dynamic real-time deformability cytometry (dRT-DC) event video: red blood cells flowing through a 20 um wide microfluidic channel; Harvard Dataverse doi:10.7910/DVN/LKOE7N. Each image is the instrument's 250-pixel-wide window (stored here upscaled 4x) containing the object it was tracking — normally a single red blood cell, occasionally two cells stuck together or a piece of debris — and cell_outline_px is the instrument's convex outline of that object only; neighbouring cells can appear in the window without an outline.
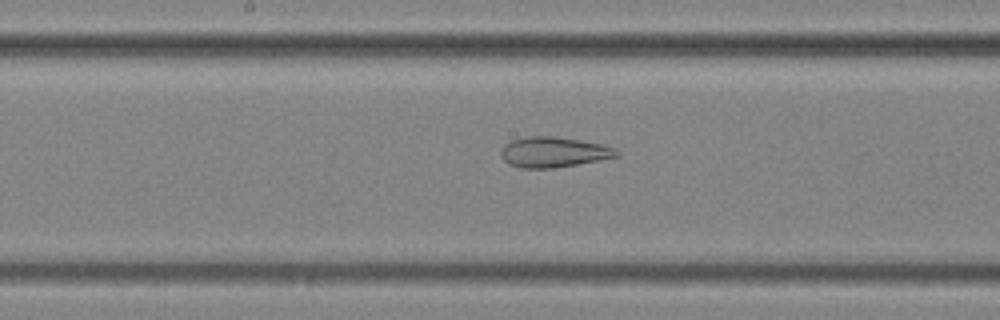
{"species": "common noctule bat (a hibernating species)", "species_latin": "Nyctalus noctula", "temperature_condition": "cold", "stored_images_in_passage": 50, "camera_frame_rate_fps": 3000, "um_per_image_px": 0.085, "animal": {"sex": "female", "body_mass_g": 25.1}, "frame": {"image": 1, "passage_image": 23, "time_ms": 7.333, "image_size_px": [1000, 320], "cell_outline_px": [[620, 156], [600, 160], [552, 168], [520, 168], [508, 164], [500, 156], [500, 152], [504, 144], [512, 140], [528, 136], [556, 136], [604, 144], [616, 148], [620, 152]], "centroid_in_image_um": [47.07, 12.92], "position_along_channel_um": 201.1, "area_um2": 20.69}}
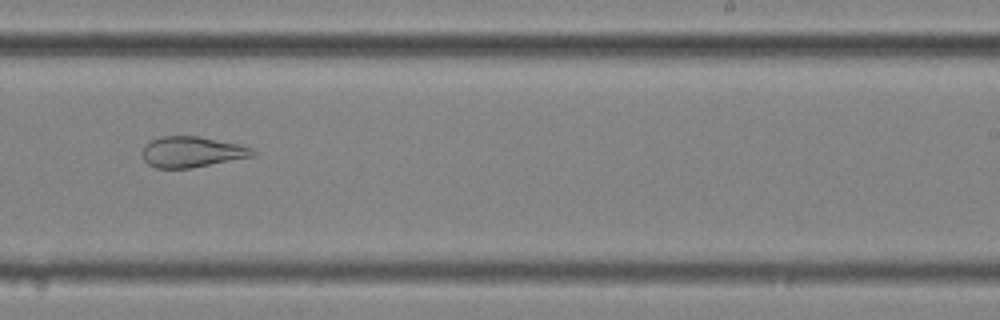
{"frame": {"image": 2, "passage_image": 29, "time_ms": 9.333, "image_size_px": [1000, 320], "cell_outline_px": [[256, 156], [192, 168], [156, 168], [148, 164], [144, 160], [140, 152], [144, 144], [160, 136], [196, 136], [240, 144], [252, 148], [256, 152]], "centroid_in_image_um": [16.3, 12.92], "position_along_channel_um": 272.7, "area_um2": 20.06}}
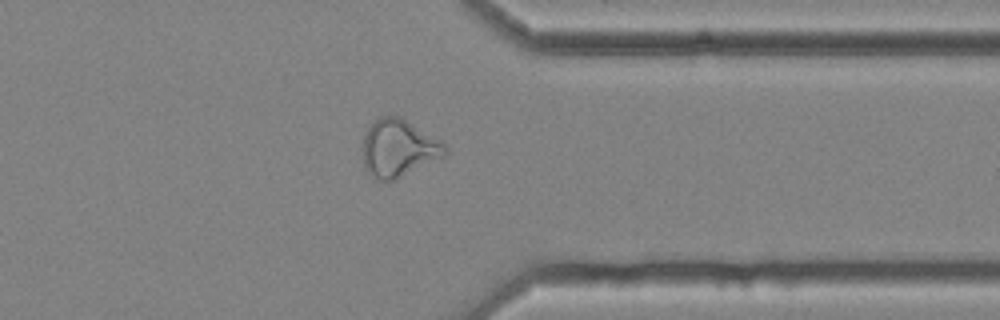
{"frame": {"image": 3, "passage_image": 38, "time_ms": 12.333, "image_size_px": [1000, 320], "cell_outline_px": [[448, 152], [444, 156], [392, 180], [380, 180], [372, 176], [364, 168], [360, 148], [364, 136], [368, 128], [380, 116], [400, 116], [440, 140], [448, 148]], "centroid_in_image_um": [33.83, 12.58], "position_along_channel_um": 377.6, "area_um2": 27.4}, "authors_computed_cell_mechanics": {"area_um2": 27.7729, "velocity_mm_per_s": 3.5919, "shape_relaxation_time_tau1_ms": null, "shape_relaxation_time_tau2_ms": 2.3853, "deformation_change_tau1": null, "deformation_change_tau2": 0.1116}}